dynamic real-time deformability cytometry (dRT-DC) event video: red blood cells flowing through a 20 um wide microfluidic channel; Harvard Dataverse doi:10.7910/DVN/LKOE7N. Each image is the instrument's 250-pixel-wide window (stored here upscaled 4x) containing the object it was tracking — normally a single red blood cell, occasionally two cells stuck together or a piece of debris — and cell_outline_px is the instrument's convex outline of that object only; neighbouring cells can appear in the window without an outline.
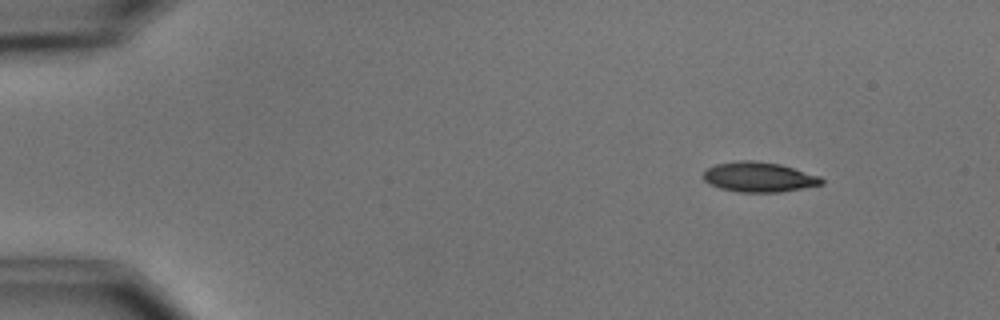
{"species": "common noctule bat (a hibernating species)", "species_latin": "Nyctalus noctula", "temperature_condition": "cold", "stored_images_in_passage": 9, "camera_frame_rate_fps": 3000, "um_per_image_px": 0.085, "animal": {"sex": "male", "body_mass_g": 15.6}, "frame": {"image": 1, "passage_image": 2, "time_ms": 1.0, "image_size_px": [1000, 320], "cell_outline_px": [[824, 184], [780, 192], [740, 192], [720, 188], [704, 180], [700, 176], [708, 168], [716, 164], [740, 160], [752, 160], [780, 164], [820, 176], [824, 180]], "centroid_in_image_um": [64.51, 15.04], "position_along_channel_um": 20.5, "area_um2": 20.58}}
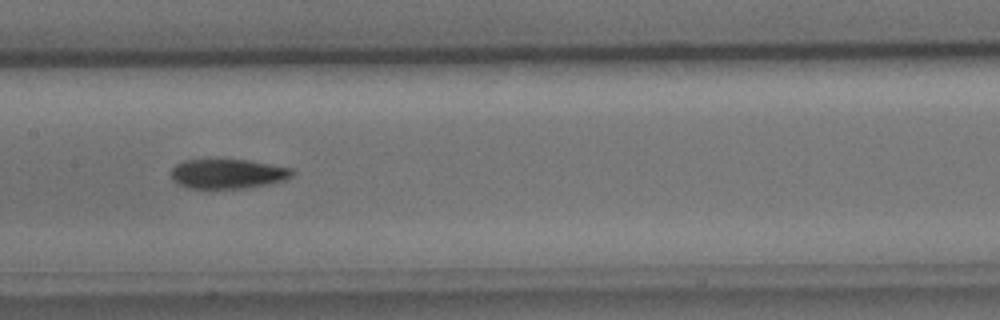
{"frame": {"image": 2, "passage_image": 8, "time_ms": 8.0, "image_size_px": [1000, 320], "cell_outline_px": [[296, 172], [292, 176], [284, 180], [268, 184], [244, 188], [188, 188], [172, 180], [172, 168], [176, 164], [184, 160], [248, 160], [292, 168]], "centroid_in_image_um": [19.38, 14.77], "position_along_channel_um": 188.0, "area_um2": 20.75}}
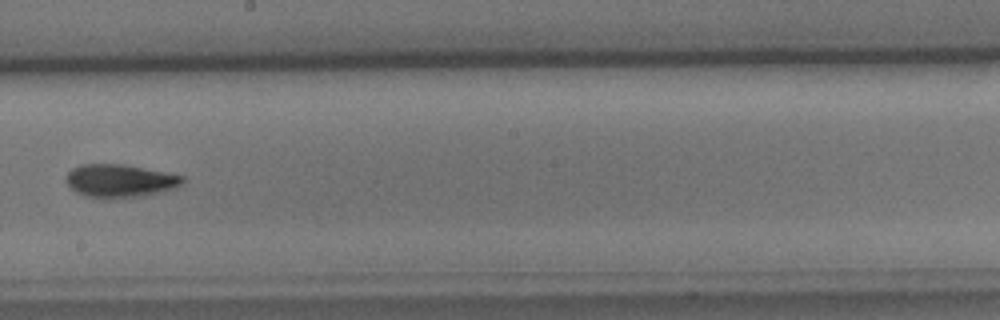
{"frame": {"image": 3, "passage_image": 9, "time_ms": 9.333, "image_size_px": [1000, 320], "cell_outline_px": [[184, 180], [176, 188], [160, 192], [140, 196], [84, 196], [76, 192], [64, 180], [68, 172], [72, 168], [80, 164], [120, 164], [164, 172], [184, 176]], "centroid_in_image_um": [10.17, 15.34], "position_along_channel_um": 238.0, "area_um2": 21.73}}